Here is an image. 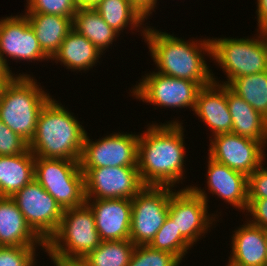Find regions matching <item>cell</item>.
<instances>
[{"mask_svg": "<svg viewBox=\"0 0 267 266\" xmlns=\"http://www.w3.org/2000/svg\"><path fill=\"white\" fill-rule=\"evenodd\" d=\"M182 124L177 119L160 125L152 122L139 134L137 167L144 185L177 188L183 183L186 143Z\"/></svg>", "mask_w": 267, "mask_h": 266, "instance_id": "obj_1", "label": "cell"}, {"mask_svg": "<svg viewBox=\"0 0 267 266\" xmlns=\"http://www.w3.org/2000/svg\"><path fill=\"white\" fill-rule=\"evenodd\" d=\"M143 39L156 65V72L193 81L201 87L213 82V72L205 60V56L212 59L210 38L187 41L147 25Z\"/></svg>", "mask_w": 267, "mask_h": 266, "instance_id": "obj_2", "label": "cell"}, {"mask_svg": "<svg viewBox=\"0 0 267 266\" xmlns=\"http://www.w3.org/2000/svg\"><path fill=\"white\" fill-rule=\"evenodd\" d=\"M64 106L51 97L41 109L28 143L34 156L80 161L87 131Z\"/></svg>", "mask_w": 267, "mask_h": 266, "instance_id": "obj_3", "label": "cell"}, {"mask_svg": "<svg viewBox=\"0 0 267 266\" xmlns=\"http://www.w3.org/2000/svg\"><path fill=\"white\" fill-rule=\"evenodd\" d=\"M33 75L19 73L7 84L0 99V120L28 143L32 140L39 113L53 96Z\"/></svg>", "mask_w": 267, "mask_h": 266, "instance_id": "obj_4", "label": "cell"}, {"mask_svg": "<svg viewBox=\"0 0 267 266\" xmlns=\"http://www.w3.org/2000/svg\"><path fill=\"white\" fill-rule=\"evenodd\" d=\"M257 32L253 38L212 37V61L227 75V81H219L212 73L213 82L228 85L235 78L267 71V31Z\"/></svg>", "mask_w": 267, "mask_h": 266, "instance_id": "obj_5", "label": "cell"}, {"mask_svg": "<svg viewBox=\"0 0 267 266\" xmlns=\"http://www.w3.org/2000/svg\"><path fill=\"white\" fill-rule=\"evenodd\" d=\"M100 243L93 212L85 203L63 211L59 228L47 241L45 252L49 257L85 258Z\"/></svg>", "mask_w": 267, "mask_h": 266, "instance_id": "obj_6", "label": "cell"}, {"mask_svg": "<svg viewBox=\"0 0 267 266\" xmlns=\"http://www.w3.org/2000/svg\"><path fill=\"white\" fill-rule=\"evenodd\" d=\"M34 179L63 210L86 203L84 174L79 161L35 156Z\"/></svg>", "mask_w": 267, "mask_h": 266, "instance_id": "obj_7", "label": "cell"}, {"mask_svg": "<svg viewBox=\"0 0 267 266\" xmlns=\"http://www.w3.org/2000/svg\"><path fill=\"white\" fill-rule=\"evenodd\" d=\"M174 191L170 186L145 185L131 199L130 240L135 246L150 244L168 216Z\"/></svg>", "mask_w": 267, "mask_h": 266, "instance_id": "obj_8", "label": "cell"}, {"mask_svg": "<svg viewBox=\"0 0 267 266\" xmlns=\"http://www.w3.org/2000/svg\"><path fill=\"white\" fill-rule=\"evenodd\" d=\"M131 88L132 97L150 105L165 108H192L199 90L198 83L186 79L169 77L158 72L146 73L142 79Z\"/></svg>", "mask_w": 267, "mask_h": 266, "instance_id": "obj_9", "label": "cell"}, {"mask_svg": "<svg viewBox=\"0 0 267 266\" xmlns=\"http://www.w3.org/2000/svg\"><path fill=\"white\" fill-rule=\"evenodd\" d=\"M11 198L31 229L47 243L58 230L64 210L35 179Z\"/></svg>", "mask_w": 267, "mask_h": 266, "instance_id": "obj_10", "label": "cell"}, {"mask_svg": "<svg viewBox=\"0 0 267 266\" xmlns=\"http://www.w3.org/2000/svg\"><path fill=\"white\" fill-rule=\"evenodd\" d=\"M87 134L79 161L80 168L138 165L139 134L113 132L96 139L95 142Z\"/></svg>", "mask_w": 267, "mask_h": 266, "instance_id": "obj_11", "label": "cell"}, {"mask_svg": "<svg viewBox=\"0 0 267 266\" xmlns=\"http://www.w3.org/2000/svg\"><path fill=\"white\" fill-rule=\"evenodd\" d=\"M208 209V203L191 188H181L170 197L168 216L175 223L177 231L195 245L216 225V219L219 221L218 214L211 215Z\"/></svg>", "mask_w": 267, "mask_h": 266, "instance_id": "obj_12", "label": "cell"}, {"mask_svg": "<svg viewBox=\"0 0 267 266\" xmlns=\"http://www.w3.org/2000/svg\"><path fill=\"white\" fill-rule=\"evenodd\" d=\"M85 199H132L145 185L137 166L81 168Z\"/></svg>", "mask_w": 267, "mask_h": 266, "instance_id": "obj_13", "label": "cell"}, {"mask_svg": "<svg viewBox=\"0 0 267 266\" xmlns=\"http://www.w3.org/2000/svg\"><path fill=\"white\" fill-rule=\"evenodd\" d=\"M209 141L210 158L247 177L265 164L267 141H256L234 133L209 137Z\"/></svg>", "mask_w": 267, "mask_h": 266, "instance_id": "obj_14", "label": "cell"}, {"mask_svg": "<svg viewBox=\"0 0 267 266\" xmlns=\"http://www.w3.org/2000/svg\"><path fill=\"white\" fill-rule=\"evenodd\" d=\"M0 57L11 72L7 57L16 63L22 60L27 63L51 60L41 49L35 32L23 13L0 19Z\"/></svg>", "mask_w": 267, "mask_h": 266, "instance_id": "obj_15", "label": "cell"}, {"mask_svg": "<svg viewBox=\"0 0 267 266\" xmlns=\"http://www.w3.org/2000/svg\"><path fill=\"white\" fill-rule=\"evenodd\" d=\"M207 192L201 187L187 185L183 188H191L196 194L209 202L208 194H215L226 204L237 208L240 212H246L248 207V177L235 171L225 164L219 163L208 156L207 158ZM206 192V193H205Z\"/></svg>", "mask_w": 267, "mask_h": 266, "instance_id": "obj_16", "label": "cell"}, {"mask_svg": "<svg viewBox=\"0 0 267 266\" xmlns=\"http://www.w3.org/2000/svg\"><path fill=\"white\" fill-rule=\"evenodd\" d=\"M101 241L130 239L131 199H86Z\"/></svg>", "mask_w": 267, "mask_h": 266, "instance_id": "obj_17", "label": "cell"}, {"mask_svg": "<svg viewBox=\"0 0 267 266\" xmlns=\"http://www.w3.org/2000/svg\"><path fill=\"white\" fill-rule=\"evenodd\" d=\"M193 112L207 125L211 137L232 133V117L227 104V85L212 82L202 87Z\"/></svg>", "mask_w": 267, "mask_h": 266, "instance_id": "obj_18", "label": "cell"}, {"mask_svg": "<svg viewBox=\"0 0 267 266\" xmlns=\"http://www.w3.org/2000/svg\"><path fill=\"white\" fill-rule=\"evenodd\" d=\"M232 231L228 262L236 266H265L267 231L248 220Z\"/></svg>", "mask_w": 267, "mask_h": 266, "instance_id": "obj_19", "label": "cell"}, {"mask_svg": "<svg viewBox=\"0 0 267 266\" xmlns=\"http://www.w3.org/2000/svg\"><path fill=\"white\" fill-rule=\"evenodd\" d=\"M0 246L40 247L46 243L27 224L11 197H0Z\"/></svg>", "mask_w": 267, "mask_h": 266, "instance_id": "obj_20", "label": "cell"}, {"mask_svg": "<svg viewBox=\"0 0 267 266\" xmlns=\"http://www.w3.org/2000/svg\"><path fill=\"white\" fill-rule=\"evenodd\" d=\"M103 55L85 36L72 29L62 41L59 51L51 59L73 72L93 69Z\"/></svg>", "mask_w": 267, "mask_h": 266, "instance_id": "obj_21", "label": "cell"}, {"mask_svg": "<svg viewBox=\"0 0 267 266\" xmlns=\"http://www.w3.org/2000/svg\"><path fill=\"white\" fill-rule=\"evenodd\" d=\"M227 104L232 133L256 141H267V119L227 86Z\"/></svg>", "mask_w": 267, "mask_h": 266, "instance_id": "obj_22", "label": "cell"}, {"mask_svg": "<svg viewBox=\"0 0 267 266\" xmlns=\"http://www.w3.org/2000/svg\"><path fill=\"white\" fill-rule=\"evenodd\" d=\"M35 156L29 148L22 154L0 156V197H12L34 180Z\"/></svg>", "mask_w": 267, "mask_h": 266, "instance_id": "obj_23", "label": "cell"}, {"mask_svg": "<svg viewBox=\"0 0 267 266\" xmlns=\"http://www.w3.org/2000/svg\"><path fill=\"white\" fill-rule=\"evenodd\" d=\"M33 28L43 52L52 59L62 41L73 29L72 18L51 14H24Z\"/></svg>", "mask_w": 267, "mask_h": 266, "instance_id": "obj_24", "label": "cell"}, {"mask_svg": "<svg viewBox=\"0 0 267 266\" xmlns=\"http://www.w3.org/2000/svg\"><path fill=\"white\" fill-rule=\"evenodd\" d=\"M73 29L85 36L103 54L120 34L110 27L94 8L78 7L72 19Z\"/></svg>", "mask_w": 267, "mask_h": 266, "instance_id": "obj_25", "label": "cell"}, {"mask_svg": "<svg viewBox=\"0 0 267 266\" xmlns=\"http://www.w3.org/2000/svg\"><path fill=\"white\" fill-rule=\"evenodd\" d=\"M94 9L102 19L120 35L123 30H140L142 37L145 36L147 20L129 0H101ZM143 25V26H142ZM145 26V27H144ZM143 28V29H142Z\"/></svg>", "mask_w": 267, "mask_h": 266, "instance_id": "obj_26", "label": "cell"}, {"mask_svg": "<svg viewBox=\"0 0 267 266\" xmlns=\"http://www.w3.org/2000/svg\"><path fill=\"white\" fill-rule=\"evenodd\" d=\"M227 86L267 119V71L235 78Z\"/></svg>", "mask_w": 267, "mask_h": 266, "instance_id": "obj_27", "label": "cell"}, {"mask_svg": "<svg viewBox=\"0 0 267 266\" xmlns=\"http://www.w3.org/2000/svg\"><path fill=\"white\" fill-rule=\"evenodd\" d=\"M134 248L130 239L101 241L84 259L91 266H128Z\"/></svg>", "mask_w": 267, "mask_h": 266, "instance_id": "obj_28", "label": "cell"}, {"mask_svg": "<svg viewBox=\"0 0 267 266\" xmlns=\"http://www.w3.org/2000/svg\"><path fill=\"white\" fill-rule=\"evenodd\" d=\"M149 246L175 255L181 262L193 245L175 227L173 220L167 216Z\"/></svg>", "mask_w": 267, "mask_h": 266, "instance_id": "obj_29", "label": "cell"}, {"mask_svg": "<svg viewBox=\"0 0 267 266\" xmlns=\"http://www.w3.org/2000/svg\"><path fill=\"white\" fill-rule=\"evenodd\" d=\"M182 262L172 253L156 250L149 245L135 246L128 266H180Z\"/></svg>", "mask_w": 267, "mask_h": 266, "instance_id": "obj_30", "label": "cell"}, {"mask_svg": "<svg viewBox=\"0 0 267 266\" xmlns=\"http://www.w3.org/2000/svg\"><path fill=\"white\" fill-rule=\"evenodd\" d=\"M24 14H51L74 17L78 6L75 0H26Z\"/></svg>", "mask_w": 267, "mask_h": 266, "instance_id": "obj_31", "label": "cell"}, {"mask_svg": "<svg viewBox=\"0 0 267 266\" xmlns=\"http://www.w3.org/2000/svg\"><path fill=\"white\" fill-rule=\"evenodd\" d=\"M37 247L0 246V266H33L37 263Z\"/></svg>", "mask_w": 267, "mask_h": 266, "instance_id": "obj_32", "label": "cell"}, {"mask_svg": "<svg viewBox=\"0 0 267 266\" xmlns=\"http://www.w3.org/2000/svg\"><path fill=\"white\" fill-rule=\"evenodd\" d=\"M28 148V142L0 120V156L19 155Z\"/></svg>", "mask_w": 267, "mask_h": 266, "instance_id": "obj_33", "label": "cell"}, {"mask_svg": "<svg viewBox=\"0 0 267 266\" xmlns=\"http://www.w3.org/2000/svg\"><path fill=\"white\" fill-rule=\"evenodd\" d=\"M264 166L248 177V199H267V167Z\"/></svg>", "mask_w": 267, "mask_h": 266, "instance_id": "obj_34", "label": "cell"}, {"mask_svg": "<svg viewBox=\"0 0 267 266\" xmlns=\"http://www.w3.org/2000/svg\"><path fill=\"white\" fill-rule=\"evenodd\" d=\"M245 214V216H249L246 220L251 224L267 231V199H248V207Z\"/></svg>", "mask_w": 267, "mask_h": 266, "instance_id": "obj_35", "label": "cell"}, {"mask_svg": "<svg viewBox=\"0 0 267 266\" xmlns=\"http://www.w3.org/2000/svg\"><path fill=\"white\" fill-rule=\"evenodd\" d=\"M130 3L148 20L159 3L158 0H129Z\"/></svg>", "mask_w": 267, "mask_h": 266, "instance_id": "obj_36", "label": "cell"}, {"mask_svg": "<svg viewBox=\"0 0 267 266\" xmlns=\"http://www.w3.org/2000/svg\"><path fill=\"white\" fill-rule=\"evenodd\" d=\"M257 27L260 31H267V0H257L256 2Z\"/></svg>", "mask_w": 267, "mask_h": 266, "instance_id": "obj_37", "label": "cell"}, {"mask_svg": "<svg viewBox=\"0 0 267 266\" xmlns=\"http://www.w3.org/2000/svg\"><path fill=\"white\" fill-rule=\"evenodd\" d=\"M57 266H91L84 258L49 257Z\"/></svg>", "mask_w": 267, "mask_h": 266, "instance_id": "obj_38", "label": "cell"}, {"mask_svg": "<svg viewBox=\"0 0 267 266\" xmlns=\"http://www.w3.org/2000/svg\"><path fill=\"white\" fill-rule=\"evenodd\" d=\"M15 76L14 74H0V99L3 96V92L7 86V84L12 80Z\"/></svg>", "mask_w": 267, "mask_h": 266, "instance_id": "obj_39", "label": "cell"}, {"mask_svg": "<svg viewBox=\"0 0 267 266\" xmlns=\"http://www.w3.org/2000/svg\"><path fill=\"white\" fill-rule=\"evenodd\" d=\"M101 0H75L76 5L82 8H94Z\"/></svg>", "mask_w": 267, "mask_h": 266, "instance_id": "obj_40", "label": "cell"}, {"mask_svg": "<svg viewBox=\"0 0 267 266\" xmlns=\"http://www.w3.org/2000/svg\"><path fill=\"white\" fill-rule=\"evenodd\" d=\"M0 74H13V72L8 70L5 64L2 62L1 57H0Z\"/></svg>", "mask_w": 267, "mask_h": 266, "instance_id": "obj_41", "label": "cell"}, {"mask_svg": "<svg viewBox=\"0 0 267 266\" xmlns=\"http://www.w3.org/2000/svg\"><path fill=\"white\" fill-rule=\"evenodd\" d=\"M52 262H53L54 266H57V264L54 261H52ZM33 266H36V263Z\"/></svg>", "mask_w": 267, "mask_h": 266, "instance_id": "obj_42", "label": "cell"}, {"mask_svg": "<svg viewBox=\"0 0 267 266\" xmlns=\"http://www.w3.org/2000/svg\"><path fill=\"white\" fill-rule=\"evenodd\" d=\"M226 266H236V265H232V264H230V263L228 262Z\"/></svg>", "mask_w": 267, "mask_h": 266, "instance_id": "obj_43", "label": "cell"}]
</instances>
